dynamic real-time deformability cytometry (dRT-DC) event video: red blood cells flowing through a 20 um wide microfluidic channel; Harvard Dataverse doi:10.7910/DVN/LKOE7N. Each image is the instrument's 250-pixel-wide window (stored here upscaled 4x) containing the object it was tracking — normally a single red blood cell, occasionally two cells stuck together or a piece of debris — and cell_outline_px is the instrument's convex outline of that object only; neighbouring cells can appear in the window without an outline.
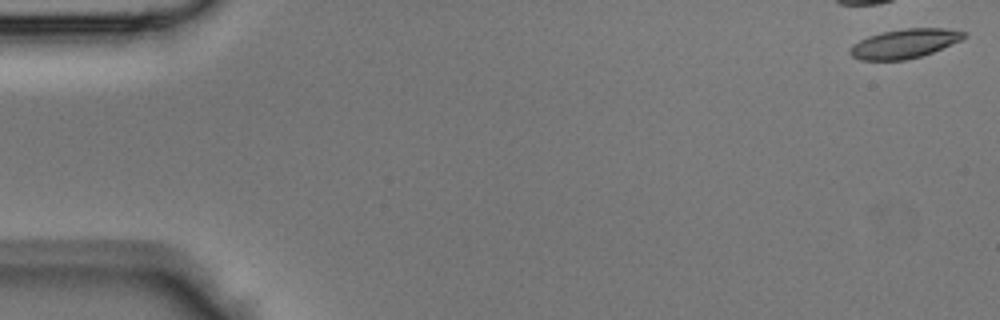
{"species": "Egyptian fruit bat (a non-hibernating species)", "species_latin": "Rousettus aegyptiacus", "temperature_condition": "room temperature", "stored_images_in_passage": 41, "camera_frame_rate_fps": 3000, "um_per_image_px": 0.085, "animal": {"sex": "male"}, "frame": {"image": 1, "passage_image": 1, "time_ms": 0.0, "image_size_px": [1000, 320], "cell_outline_px": [[968, 36], [960, 40], [932, 52], [920, 56], [904, 60], [860, 60], [852, 56], [848, 52], [860, 40], [868, 36], [884, 32], [904, 28], [944, 28], [964, 32]], "centroid_in_image_um": [76.89, 3.7], "position_along_channel_um": 8.1, "area_um2": 19.02}}